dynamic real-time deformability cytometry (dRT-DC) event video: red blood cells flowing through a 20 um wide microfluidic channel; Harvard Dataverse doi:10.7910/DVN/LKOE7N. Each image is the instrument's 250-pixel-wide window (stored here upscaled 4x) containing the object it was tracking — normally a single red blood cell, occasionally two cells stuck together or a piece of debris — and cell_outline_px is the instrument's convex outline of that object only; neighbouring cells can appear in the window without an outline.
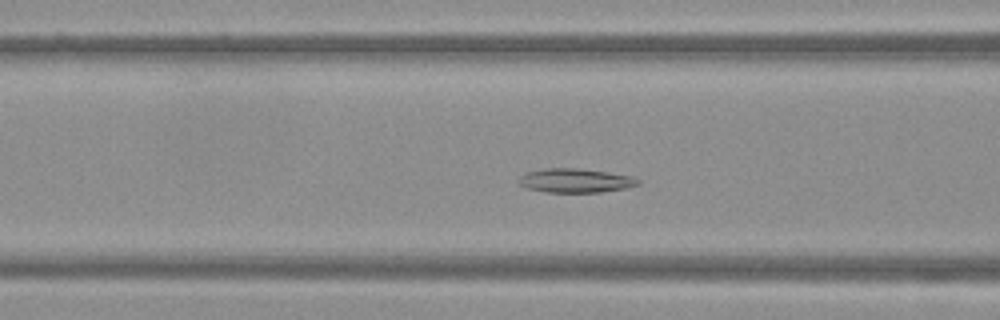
{"species": "Egyptian fruit bat (a non-hibernating species)", "species_latin": "Rousettus aegyptiacus", "temperature_condition": "warm", "stored_images_in_passage": 48, "camera_frame_rate_fps": 3000, "um_per_image_px": 0.085, "frame": {"image": 1, "passage_image": 17, "time_ms": 5.333, "image_size_px": [1000, 320], "cell_outline_px": [[640, 184], [624, 188], [600, 192], [544, 192], [528, 188], [520, 184], [516, 180], [524, 172], [544, 168], [576, 168], [608, 172], [632, 176], [640, 180]], "centroid_in_image_um": [48.87, 15.34], "position_along_channel_um": 117.7, "area_um2": 16.76}}
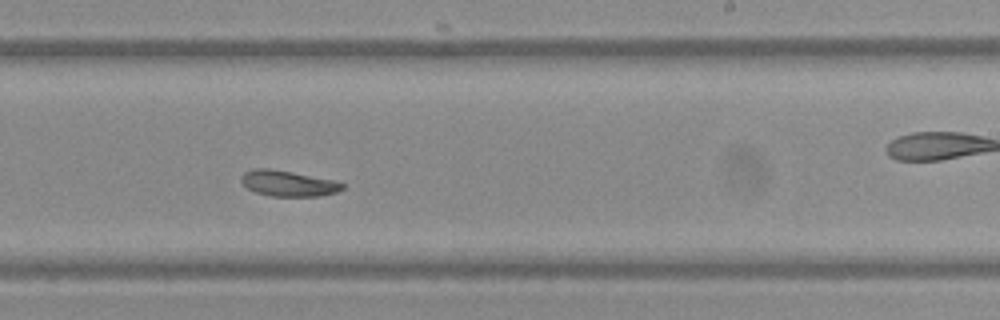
{"frame": {"image": 2, "passage_image": 28, "time_ms": 9.0, "image_size_px": [1000, 320], "cell_outline_px": [[344, 188], [336, 192], [320, 196], [272, 196], [256, 192], [248, 188], [240, 180], [240, 176], [244, 172], [252, 168], [268, 168], [292, 172], [336, 180], [344, 184]], "centroid_in_image_um": [24.49, 15.58], "position_along_channel_um": 264.5, "area_um2": 15.2}}
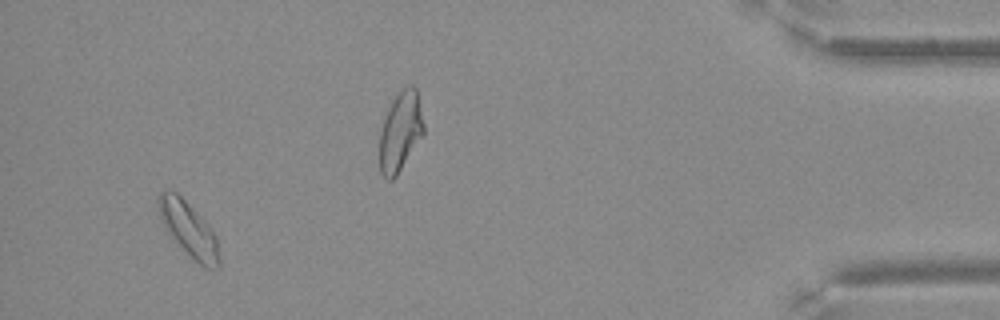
{"frame": {"image": 3, "passage_image": 45, "time_ms": 14.667, "image_size_px": [1000, 320], "cell_outline_px": [[220, 268], [204, 268], [168, 232], [160, 220], [156, 204], [156, 200], [160, 192], [176, 192], [208, 224], [216, 236], [220, 260]], "centroid_in_image_um": [16.03, 19.48], "position_along_channel_um": 419.2, "area_um2": 18.79}}